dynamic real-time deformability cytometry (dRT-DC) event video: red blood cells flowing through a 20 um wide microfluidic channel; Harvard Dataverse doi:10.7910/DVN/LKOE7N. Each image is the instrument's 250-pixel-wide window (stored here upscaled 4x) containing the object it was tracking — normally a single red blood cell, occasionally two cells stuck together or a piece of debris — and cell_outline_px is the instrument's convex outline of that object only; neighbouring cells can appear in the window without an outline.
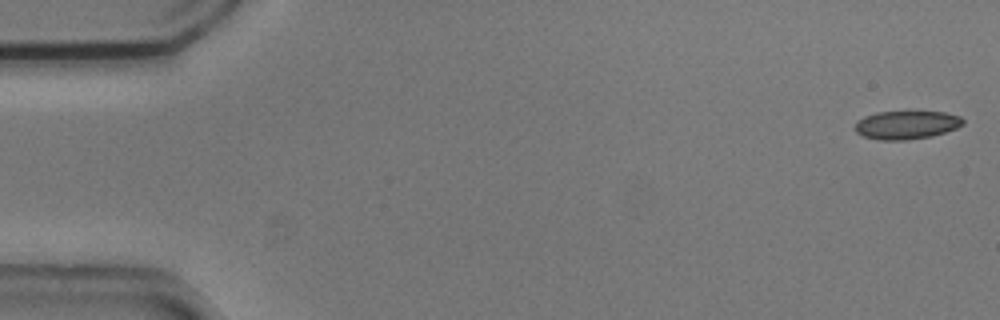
{"species": "common noctule bat (a hibernating species)", "species_latin": "Nyctalus noctula", "temperature_condition": "cold", "stored_images_in_passage": 54, "camera_frame_rate_fps": 3000, "um_per_image_px": 0.085, "animal": {"sex": "male", "body_mass_g": 20.5, "forearm_length_mm": 52.5}, "frame": {"image": 1, "passage_image": 1, "time_ms": 0.0, "image_size_px": [1000, 320], "cell_outline_px": [[964, 124], [956, 128], [932, 136], [908, 140], [880, 140], [864, 136], [856, 132], [856, 124], [864, 116], [876, 112], [944, 112], [960, 116], [964, 120]], "centroid_in_image_um": [77.08, 10.62], "position_along_channel_um": 7.9, "area_um2": 17.69}}
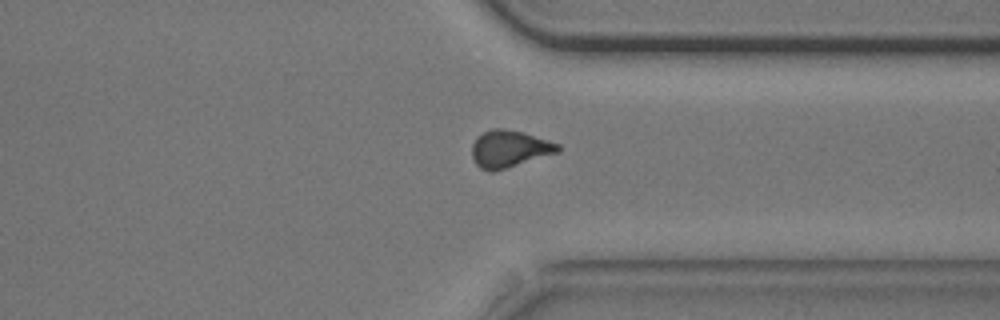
{"frame": {"image": 2, "passage_image": 41, "time_ms": 13.333, "image_size_px": [1000, 320], "cell_outline_px": [[560, 152], [492, 172], [488, 172], [480, 168], [476, 164], [472, 156], [472, 144], [476, 136], [492, 128], [504, 128], [524, 132], [560, 144]], "centroid_in_image_um": [43.29, 12.64], "position_along_channel_um": 368.1, "area_um2": 18.73}}
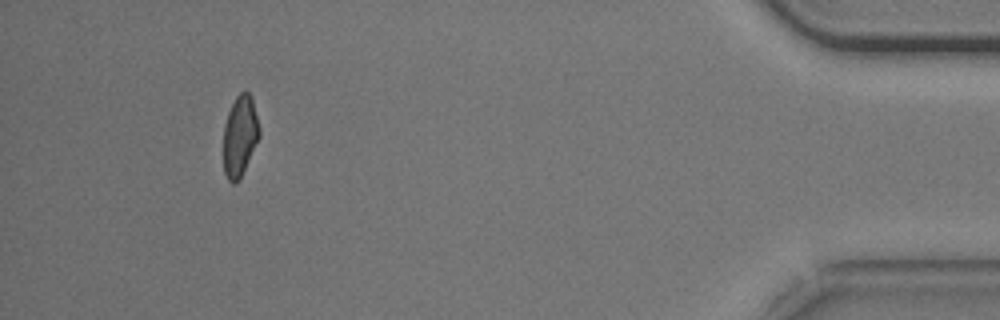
{"frame": {"image": 3, "passage_image": 50, "time_ms": 16.333, "image_size_px": [1000, 320], "cell_outline_px": [[260, 136], [240, 180], [236, 184], [232, 184], [228, 180], [224, 172], [224, 124], [228, 112], [236, 96], [240, 92], [248, 92], [252, 100], [260, 128]], "centroid_in_image_um": [20.39, 11.6], "position_along_channel_um": 414.8, "area_um2": 16.94}, "authors_computed_cell_mechanics": {"area_um2": 18.496, "velocity_mm_per_s": 3.7216, "shape_relaxation_time_tau1_ms": 1.9923, "shape_relaxation_time_tau2_ms": 2.5182, "deformation_change_tau1": 0.0984, "deformation_change_tau2": 0.087}}